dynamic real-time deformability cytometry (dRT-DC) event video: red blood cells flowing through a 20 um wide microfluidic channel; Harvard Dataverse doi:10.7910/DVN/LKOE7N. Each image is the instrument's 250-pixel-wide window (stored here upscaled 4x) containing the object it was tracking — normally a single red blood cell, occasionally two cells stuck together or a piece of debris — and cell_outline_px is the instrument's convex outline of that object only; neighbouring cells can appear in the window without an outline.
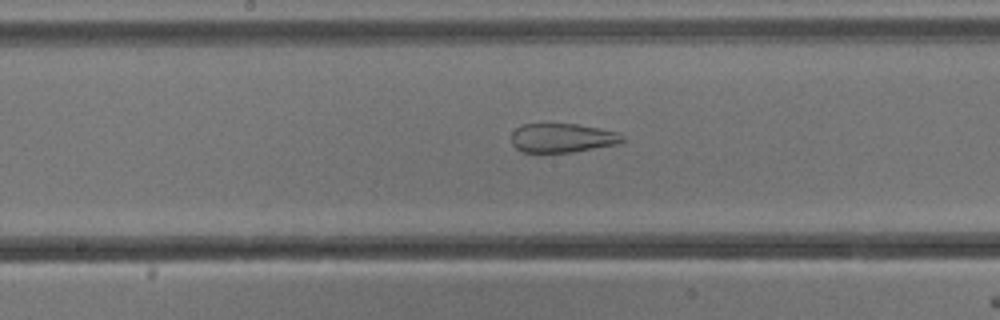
{"species": "common noctule bat (a hibernating species)", "species_latin": "Nyctalus noctula", "temperature_condition": "cold", "stored_images_in_passage": 37, "camera_frame_rate_fps": 3000, "um_per_image_px": 0.085, "animal": {"sex": "male", "body_mass_g": 13.3}, "frame": {"image": 1, "passage_image": 11, "time_ms": 3.333, "image_size_px": [1000, 320], "cell_outline_px": [[624, 140], [616, 144], [572, 152], [520, 152], [512, 144], [512, 132], [520, 124], [576, 124], [600, 128], [620, 132], [624, 136]], "centroid_in_image_um": [47.79, 11.72], "position_along_channel_um": 200.4, "area_um2": 18.84}}
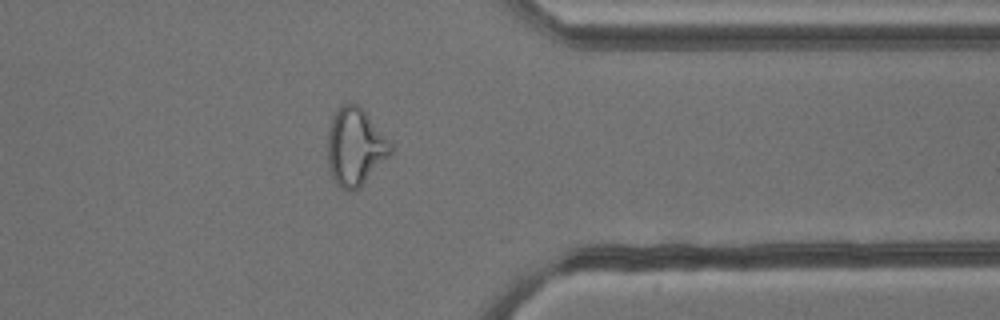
{"frame": {"image": 2, "passage_image": 26, "time_ms": 8.333, "image_size_px": [1000, 320], "cell_outline_px": [[392, 156], [360, 188], [352, 192], [348, 192], [340, 188], [336, 184], [328, 168], [328, 132], [332, 116], [340, 104], [356, 104], [368, 116], [392, 144]], "centroid_in_image_um": [30.2, 12.55], "position_along_channel_um": 381.2, "area_um2": 28.78}}
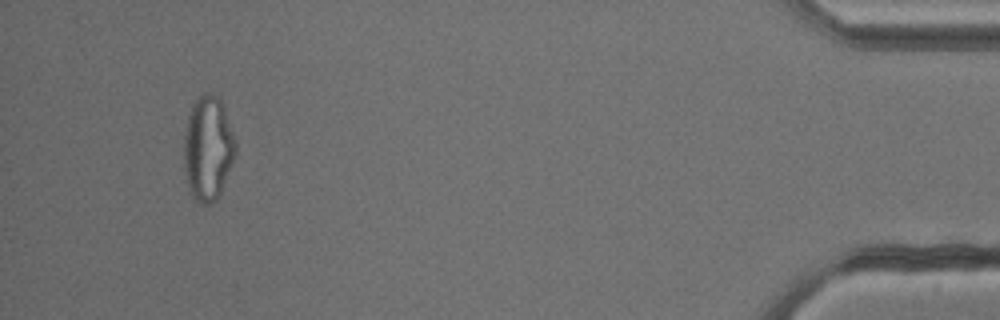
{"frame": {"image": 3, "passage_image": 34, "time_ms": 11.0, "image_size_px": [1000, 320], "cell_outline_px": [[236, 152], [220, 192], [216, 200], [208, 204], [200, 204], [192, 200], [188, 192], [184, 172], [184, 132], [188, 116], [192, 104], [204, 92], [216, 96], [220, 100], [224, 108], [236, 140]], "centroid_in_image_um": [17.64, 12.65], "position_along_channel_um": 417.6, "area_um2": 31.62}, "authors_computed_cell_mechanics": {"area_um2": 23.5246, "velocity_mm_per_s": 3.8247, "shape_relaxation_time_tau1_ms": null, "shape_relaxation_time_tau2_ms": 1.4795, "deformation_change_tau1": null, "deformation_change_tau2": 0.1134}}